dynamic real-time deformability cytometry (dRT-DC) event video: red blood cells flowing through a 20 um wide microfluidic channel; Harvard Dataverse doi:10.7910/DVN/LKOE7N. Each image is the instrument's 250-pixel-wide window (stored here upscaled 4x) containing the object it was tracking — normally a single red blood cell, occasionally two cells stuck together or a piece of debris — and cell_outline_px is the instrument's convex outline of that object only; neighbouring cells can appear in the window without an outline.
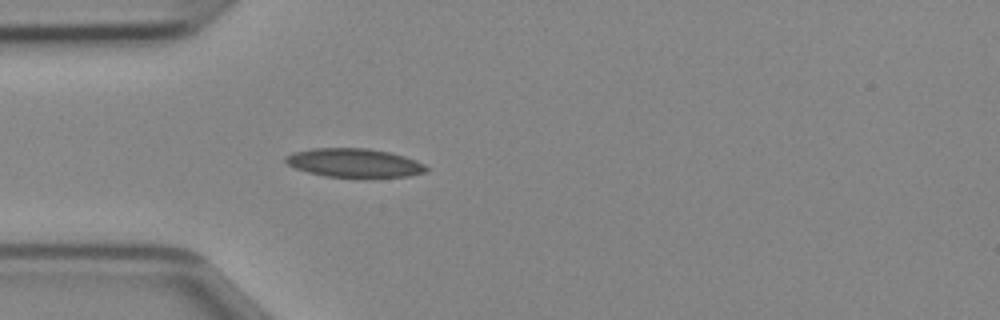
{"species": "Egyptian fruit bat (a non-hibernating species)", "species_latin": "Rousettus aegyptiacus", "temperature_condition": "cold", "stored_images_in_passage": 37, "camera_frame_rate_fps": 3000, "um_per_image_px": 0.085, "animal": {"sex": "female"}, "frame": {"image": 1, "passage_image": 6, "time_ms": 1.667, "image_size_px": [1000, 320], "cell_outline_px": [[428, 168], [424, 172], [408, 176], [324, 176], [308, 172], [296, 168], [288, 164], [284, 160], [284, 156], [292, 152], [312, 148], [368, 148], [388, 152], [404, 156], [416, 160], [424, 164]], "centroid_in_image_um": [30.06, 13.82], "position_along_channel_um": 54.9, "area_um2": 23.18}}
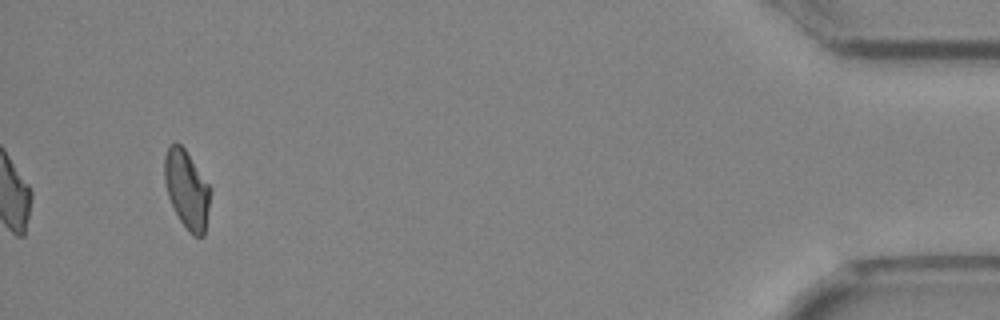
{"frame": {"image": 2, "passage_image": 37, "time_ms": 12.0, "image_size_px": [1000, 320], "cell_outline_px": [[208, 208], [204, 236], [192, 236], [188, 232], [180, 220], [168, 196], [164, 180], [164, 156], [168, 144], [180, 144], [184, 148], [208, 184]], "centroid_in_image_um": [15.83, 16.1], "position_along_channel_um": 419.4, "area_um2": 20.35}}